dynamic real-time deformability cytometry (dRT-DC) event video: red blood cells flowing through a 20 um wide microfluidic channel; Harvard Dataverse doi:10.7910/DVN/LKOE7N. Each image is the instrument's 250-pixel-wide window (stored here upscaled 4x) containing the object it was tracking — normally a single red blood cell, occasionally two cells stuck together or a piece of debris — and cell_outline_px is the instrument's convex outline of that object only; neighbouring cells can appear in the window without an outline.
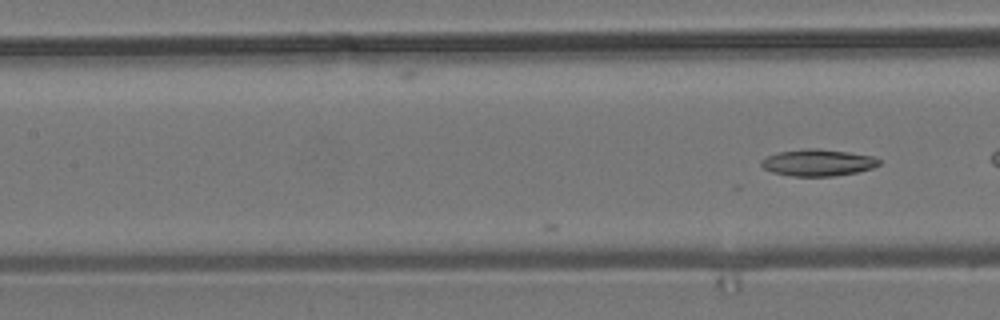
{"species": "common noctule bat (a hibernating species)", "species_latin": "Nyctalus noctula", "temperature_condition": "room temperature", "stored_images_in_passage": 5, "camera_frame_rate_fps": 3000, "um_per_image_px": 0.085, "animal": {"sex": "male", "body_mass_g": 19.2, "forearm_length_mm": 51.8}, "frame": {"image": 1, "passage_image": 5, "time_ms": 4.667, "image_size_px": [1000, 320], "cell_outline_px": [[880, 164], [872, 168], [856, 172], [832, 176], [792, 176], [772, 172], [764, 168], [760, 164], [760, 160], [768, 156], [780, 152], [812, 148], [820, 148], [848, 152], [872, 156], [880, 160]], "centroid_in_image_um": [69.52, 13.82], "position_along_channel_um": 137.9, "area_um2": 18.15}}